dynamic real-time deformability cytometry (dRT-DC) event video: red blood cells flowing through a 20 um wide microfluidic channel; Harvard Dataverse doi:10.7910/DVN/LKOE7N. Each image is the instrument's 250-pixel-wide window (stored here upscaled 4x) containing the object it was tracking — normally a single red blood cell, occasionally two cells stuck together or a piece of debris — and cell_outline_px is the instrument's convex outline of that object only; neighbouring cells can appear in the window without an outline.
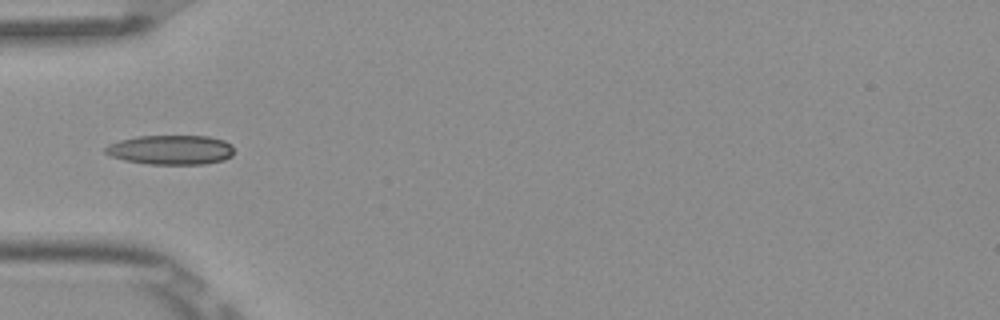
{"species": "Egyptian fruit bat (a non-hibernating species)", "species_latin": "Rousettus aegyptiacus", "temperature_condition": "room temperature", "stored_images_in_passage": 5, "camera_frame_rate_fps": 3000, "um_per_image_px": 0.085, "frame": {"image": 1, "passage_image": 5, "time_ms": 1.333, "image_size_px": [1000, 320], "cell_outline_px": [[232, 156], [224, 160], [204, 164], [148, 164], [124, 160], [112, 156], [104, 152], [104, 148], [108, 144], [120, 140], [136, 136], [208, 136], [224, 140], [232, 144]], "centroid_in_image_um": [14.52, 12.73], "position_along_channel_um": 70.5, "area_um2": 22.2}}